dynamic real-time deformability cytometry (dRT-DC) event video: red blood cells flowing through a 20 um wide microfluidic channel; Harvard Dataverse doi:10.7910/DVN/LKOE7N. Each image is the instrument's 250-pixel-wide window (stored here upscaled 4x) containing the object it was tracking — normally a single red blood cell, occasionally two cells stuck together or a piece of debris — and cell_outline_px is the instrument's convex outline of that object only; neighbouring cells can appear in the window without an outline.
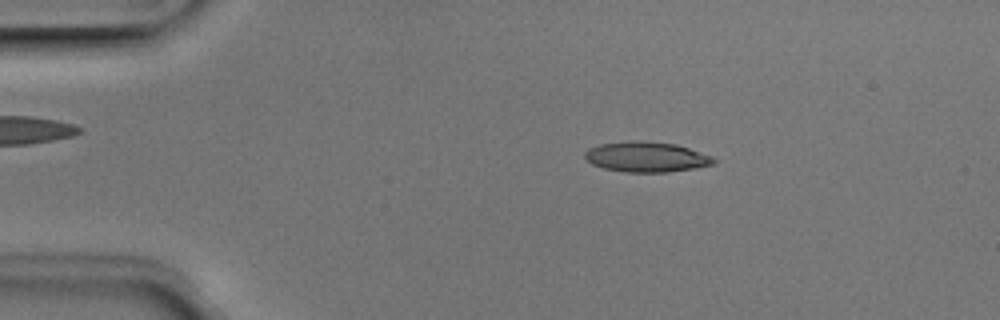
{"species": "Egyptian fruit bat (a non-hibernating species)", "species_latin": "Rousettus aegyptiacus", "temperature_condition": "room temperature", "stored_images_in_passage": 4, "camera_frame_rate_fps": 3000, "um_per_image_px": 0.085, "animal": {"sex": "male"}, "frame": {"image": 1, "passage_image": 2, "time_ms": 0.333, "image_size_px": [1000, 320], "cell_outline_px": [[716, 160], [712, 164], [696, 168], [668, 172], [624, 172], [604, 168], [592, 164], [584, 156], [584, 152], [588, 148], [600, 144], [628, 140], [644, 140], [676, 144], [712, 156]], "centroid_in_image_um": [54.92, 13.33], "position_along_channel_um": 30.1, "area_um2": 22.83}}